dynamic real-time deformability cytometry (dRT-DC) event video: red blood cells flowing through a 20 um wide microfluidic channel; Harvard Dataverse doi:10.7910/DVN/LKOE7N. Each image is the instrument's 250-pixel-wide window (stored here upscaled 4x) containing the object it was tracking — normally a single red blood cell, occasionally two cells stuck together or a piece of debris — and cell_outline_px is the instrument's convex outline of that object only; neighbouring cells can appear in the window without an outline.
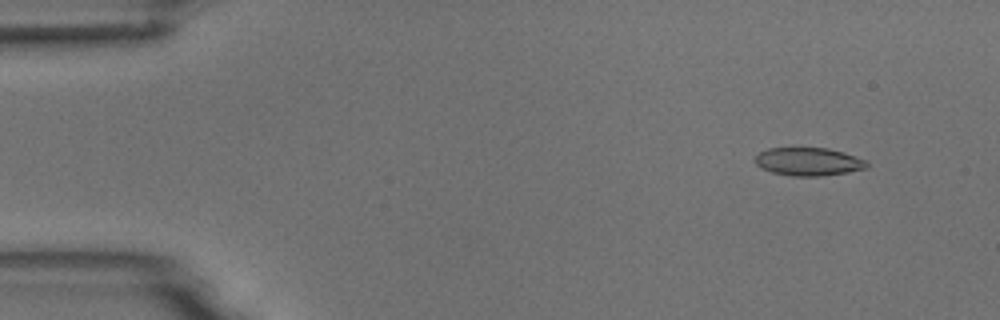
{"species": "common noctule bat (a hibernating species)", "species_latin": "Nyctalus noctula", "temperature_condition": "room temperature", "stored_images_in_passage": 5, "camera_frame_rate_fps": 3000, "um_per_image_px": 0.085, "animal": {"sex": "male", "body_mass_g": 18.8}, "frame": {"image": 1, "passage_image": 2, "time_ms": 1.0, "image_size_px": [1000, 320], "cell_outline_px": [[868, 168], [848, 172], [820, 176], [792, 176], [772, 172], [760, 168], [752, 160], [760, 152], [768, 148], [828, 148], [844, 152], [868, 160]], "centroid_in_image_um": [68.73, 13.74], "position_along_channel_um": 16.3, "area_um2": 18.5}}
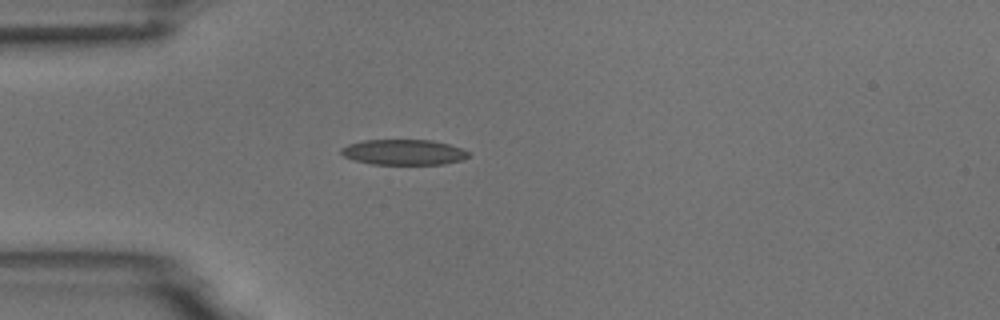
{"frame": {"image": 2, "passage_image": 4, "time_ms": 4.333, "image_size_px": [1000, 320], "cell_outline_px": [[472, 152], [468, 156], [460, 160], [444, 164], [372, 164], [356, 160], [344, 156], [340, 152], [340, 148], [348, 144], [364, 140], [432, 140], [448, 144]], "centroid_in_image_um": [34.31, 12.93], "position_along_channel_um": 50.7, "area_um2": 18.79}}